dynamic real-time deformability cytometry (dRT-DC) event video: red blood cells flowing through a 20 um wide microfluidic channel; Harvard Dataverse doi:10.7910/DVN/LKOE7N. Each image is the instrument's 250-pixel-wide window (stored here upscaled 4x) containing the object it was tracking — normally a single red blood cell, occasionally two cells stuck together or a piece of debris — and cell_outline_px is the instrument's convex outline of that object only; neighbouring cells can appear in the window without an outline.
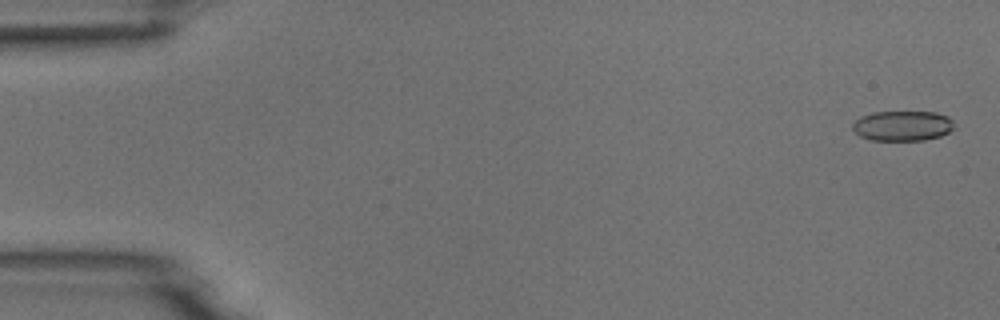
{"species": "common noctule bat (a hibernating species)", "species_latin": "Nyctalus noctula", "temperature_condition": "room temperature", "stored_images_in_passage": 5, "camera_frame_rate_fps": 3000, "um_per_image_px": 0.085, "animal": {"sex": "male", "body_mass_g": 18.8}, "frame": {"image": 1, "passage_image": 1, "time_ms": 0.0, "image_size_px": [1000, 320], "cell_outline_px": [[956, 128], [940, 136], [924, 140], [872, 140], [860, 136], [852, 128], [852, 124], [860, 116], [872, 112], [936, 112], [948, 116], [952, 120]], "centroid_in_image_um": [76.73, 10.69], "position_along_channel_um": 8.3, "area_um2": 17.92}}
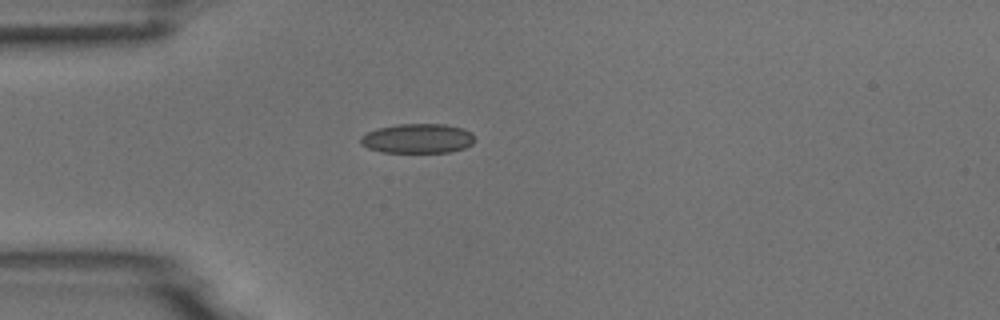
{"frame": {"image": 2, "passage_image": 5, "time_ms": 4.333, "image_size_px": [1000, 320], "cell_outline_px": [[476, 140], [472, 144], [464, 148], [452, 152], [380, 152], [368, 148], [360, 144], [360, 136], [376, 128], [396, 124], [444, 124], [464, 128], [472, 132]], "centroid_in_image_um": [35.51, 11.76], "position_along_channel_um": 49.5, "area_um2": 19.94}}